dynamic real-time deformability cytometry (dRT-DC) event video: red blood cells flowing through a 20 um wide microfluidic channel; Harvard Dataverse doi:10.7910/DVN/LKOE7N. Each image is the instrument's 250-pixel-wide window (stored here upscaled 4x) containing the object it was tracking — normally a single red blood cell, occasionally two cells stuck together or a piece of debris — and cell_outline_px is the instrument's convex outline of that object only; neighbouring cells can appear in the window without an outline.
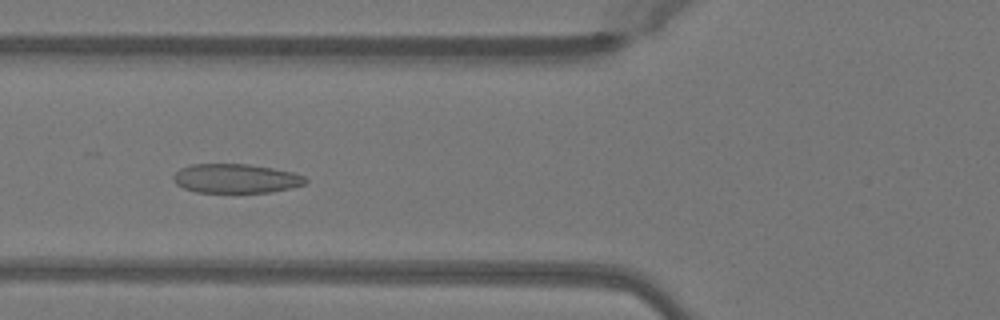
{"species": "Egyptian fruit bat (a non-hibernating species)", "species_latin": "Rousettus aegyptiacus", "temperature_condition": "warm", "stored_images_in_passage": 37, "camera_frame_rate_fps": 3000, "um_per_image_px": 0.085, "animal": {"sex": "female"}, "frame": {"image": 1, "passage_image": 6, "time_ms": 1.667, "image_size_px": [1000, 320], "cell_outline_px": [[308, 180], [304, 184], [292, 188], [272, 192], [196, 192], [184, 188], [176, 184], [172, 180], [172, 176], [180, 168], [192, 164], [248, 164], [272, 168], [292, 172], [304, 176]], "centroid_in_image_um": [20.03, 15.17], "position_along_channel_um": 105.8, "area_um2": 22.48}}
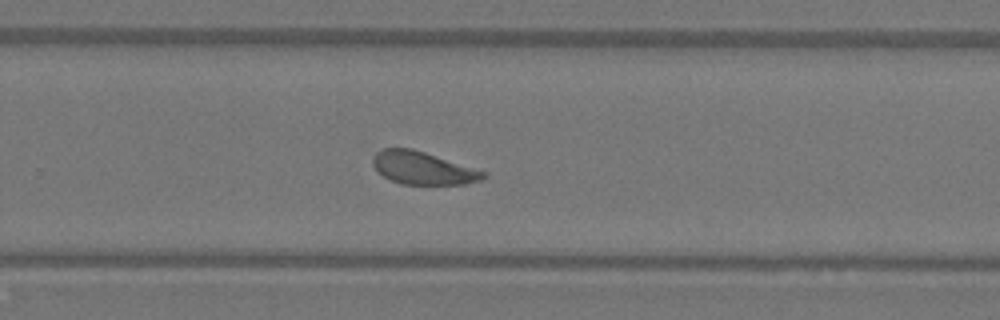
{"frame": {"image": 2, "passage_image": 20, "time_ms": 6.333, "image_size_px": [1000, 320], "cell_outline_px": [[488, 176], [480, 180], [464, 184], [400, 184], [384, 176], [372, 164], [372, 156], [376, 152], [384, 148], [412, 148], [488, 172]], "centroid_in_image_um": [35.96, 14.28], "position_along_channel_um": 293.8, "area_um2": 21.04}}
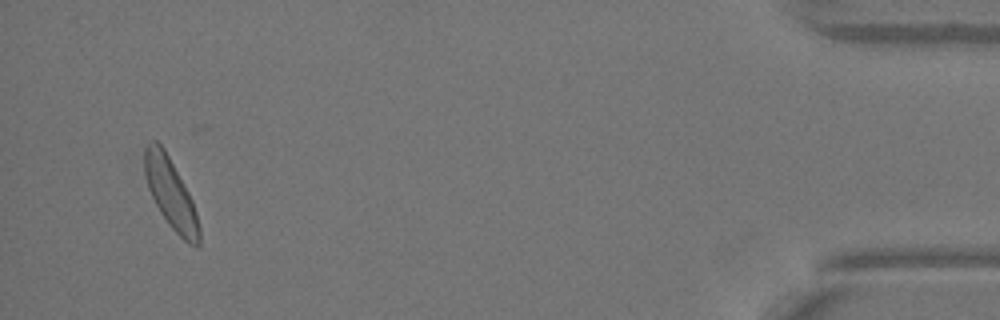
{"frame": {"image": 3, "passage_image": 35, "time_ms": 11.333, "image_size_px": [1000, 320], "cell_outline_px": [[200, 244], [196, 248], [188, 244], [168, 224], [160, 212], [148, 188], [144, 176], [144, 148], [152, 140], [156, 140], [164, 148], [184, 184], [192, 200], [196, 212], [200, 228]], "centroid_in_image_um": [14.51, 16.47], "position_along_channel_um": 420.7, "area_um2": 22.25}, "authors_computed_cell_mechanics": {"area_um2": 21.9062, "velocity_mm_per_s": 4.0492, "shape_relaxation_time_tau1_ms": 3.7711, "shape_relaxation_time_tau2_ms": 1.3348, "deformation_change_tau1": 0.1132, "deformation_change_tau2": 0.0829}}